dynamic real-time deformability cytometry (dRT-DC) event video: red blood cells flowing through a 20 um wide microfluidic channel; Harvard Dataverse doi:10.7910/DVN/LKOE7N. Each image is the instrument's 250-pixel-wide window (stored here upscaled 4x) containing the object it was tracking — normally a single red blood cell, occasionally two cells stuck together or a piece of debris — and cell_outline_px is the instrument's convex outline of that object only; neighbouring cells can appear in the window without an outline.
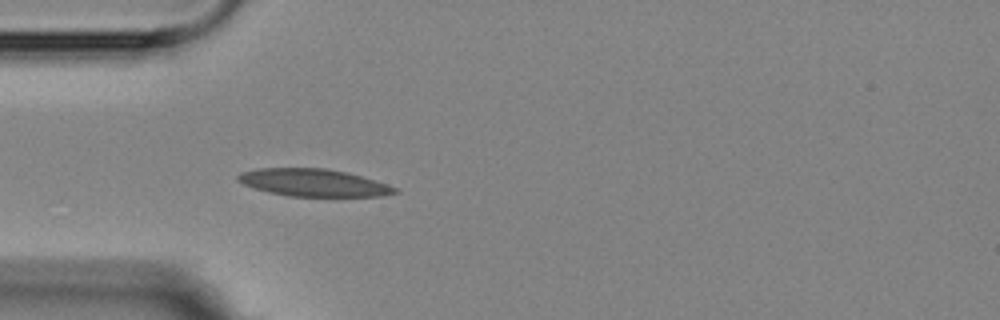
{"species": "Egyptian fruit bat (a non-hibernating species)", "species_latin": "Rousettus aegyptiacus", "temperature_condition": "room temperature", "stored_images_in_passage": 3, "camera_frame_rate_fps": 3000, "um_per_image_px": 0.085, "animal": {"sex": "female"}, "frame": {"image": 1, "passage_image": 3, "time_ms": 3.0, "image_size_px": [1000, 320], "cell_outline_px": [[400, 192], [380, 196], [288, 196], [268, 192], [244, 184], [236, 180], [236, 176], [240, 172], [256, 168], [324, 168], [344, 172], [360, 176], [388, 184], [396, 188]], "centroid_in_image_um": [26.61, 15.52], "position_along_channel_um": 58.4, "area_um2": 24.91}}